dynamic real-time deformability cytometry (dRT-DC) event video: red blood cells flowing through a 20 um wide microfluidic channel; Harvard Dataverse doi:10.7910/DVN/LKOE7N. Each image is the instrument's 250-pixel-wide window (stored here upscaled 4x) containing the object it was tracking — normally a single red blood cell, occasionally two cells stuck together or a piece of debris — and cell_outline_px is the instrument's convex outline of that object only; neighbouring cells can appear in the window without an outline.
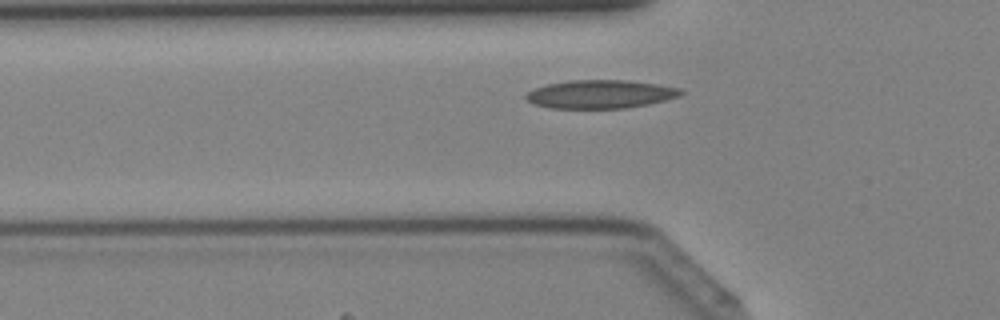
{"species": "Egyptian fruit bat (a non-hibernating species)", "species_latin": "Rousettus aegyptiacus", "temperature_condition": "cold", "stored_images_in_passage": 36, "camera_frame_rate_fps": 3000, "um_per_image_px": 0.085, "animal": {"sex": "female"}, "frame": {"image": 1, "passage_image": 8, "time_ms": 2.333, "image_size_px": [1000, 320], "cell_outline_px": [[684, 92], [680, 96], [648, 104], [624, 108], [552, 108], [536, 104], [528, 100], [524, 96], [528, 92], [536, 88], [548, 84], [568, 80], [628, 80], [660, 84], [680, 88]], "centroid_in_image_um": [51.08, 7.99], "position_along_channel_um": 74.7, "area_um2": 25.49}}
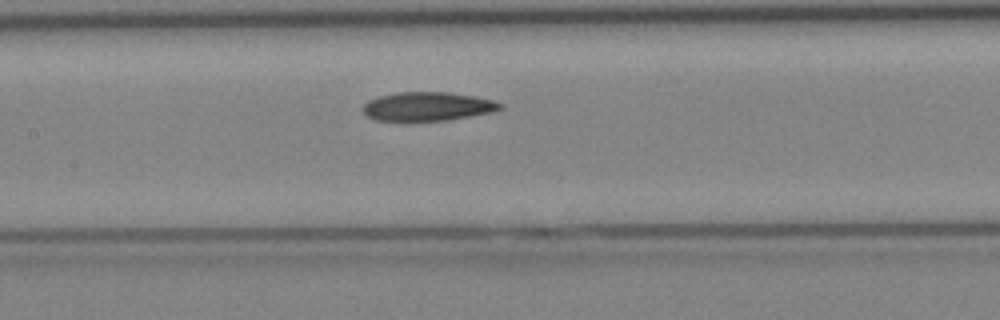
{"frame": {"image": 2, "passage_image": 14, "time_ms": 4.333, "image_size_px": [1000, 320], "cell_outline_px": [[504, 108], [492, 112], [448, 120], [376, 120], [368, 116], [360, 108], [368, 100], [376, 96], [396, 92], [448, 92], [496, 100], [504, 104]], "centroid_in_image_um": [36.35, 9.03], "position_along_channel_um": 171.0, "area_um2": 23.12}}
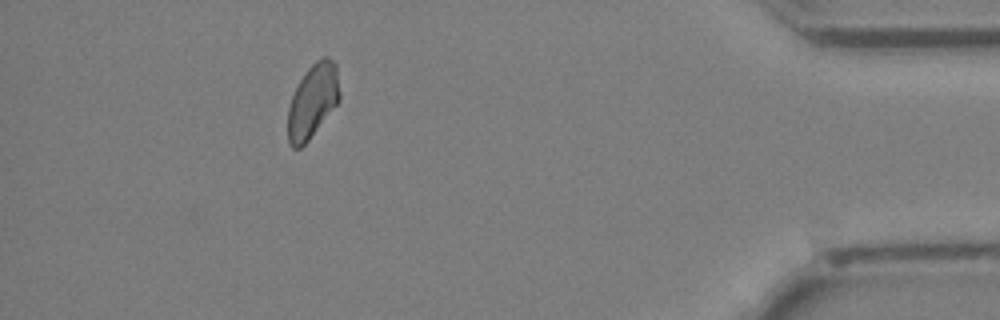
{"frame": {"image": 3, "passage_image": 32, "time_ms": 10.333, "image_size_px": [1000, 320], "cell_outline_px": [[340, 100], [308, 140], [300, 148], [292, 148], [288, 144], [288, 108], [292, 96], [304, 72], [316, 60], [324, 56], [328, 56], [336, 64], [340, 92]], "centroid_in_image_um": [26.58, 8.57], "position_along_channel_um": 408.6, "area_um2": 22.2}}